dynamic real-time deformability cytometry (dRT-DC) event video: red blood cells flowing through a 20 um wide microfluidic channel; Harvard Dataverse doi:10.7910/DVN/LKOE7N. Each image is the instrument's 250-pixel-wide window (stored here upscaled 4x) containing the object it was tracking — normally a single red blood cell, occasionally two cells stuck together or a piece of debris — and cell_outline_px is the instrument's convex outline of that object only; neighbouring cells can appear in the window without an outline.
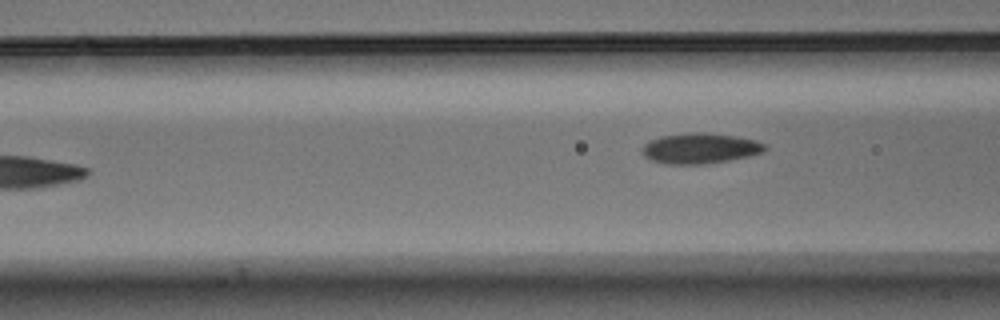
{"species": "Egyptian fruit bat (a non-hibernating species)", "species_latin": "Rousettus aegyptiacus", "temperature_condition": "warm", "stored_images_in_passage": 7, "camera_frame_rate_fps": 3000, "um_per_image_px": 0.085, "animal": {"sex": "male"}, "frame": {"image": 1, "passage_image": 7, "time_ms": 2.0, "image_size_px": [1000, 320], "cell_outline_px": [[768, 148], [764, 152], [748, 156], [708, 164], [664, 164], [652, 160], [644, 156], [644, 144], [660, 136], [688, 132], [708, 132], [736, 136], [756, 140], [768, 144]], "centroid_in_image_um": [59.57, 12.6], "position_along_channel_um": 107.0, "area_um2": 21.96}}